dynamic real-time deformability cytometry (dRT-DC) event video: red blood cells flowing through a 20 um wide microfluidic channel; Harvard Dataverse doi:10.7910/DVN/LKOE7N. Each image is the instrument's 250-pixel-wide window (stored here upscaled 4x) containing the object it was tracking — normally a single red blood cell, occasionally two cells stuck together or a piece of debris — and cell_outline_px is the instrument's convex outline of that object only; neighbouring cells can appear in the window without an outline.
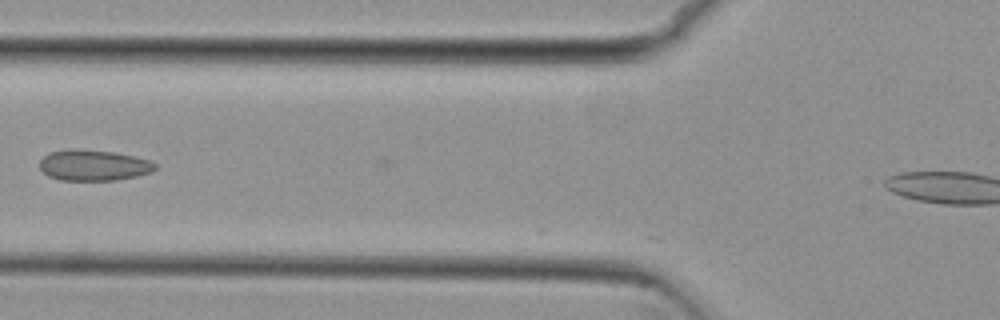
{"species": "common noctule bat (a hibernating species)", "species_latin": "Nyctalus noctula", "temperature_condition": "cold", "stored_images_in_passage": 5, "camera_frame_rate_fps": 3000, "um_per_image_px": 0.085, "animal": {"sex": "female", "body_mass_g": 29.2, "forearm_length_mm": 56.3}, "frame": {"image": 1, "passage_image": 3, "time_ms": 0.667, "image_size_px": [1000, 320], "cell_outline_px": [[156, 168], [152, 172], [136, 176], [116, 180], [60, 180], [48, 176], [40, 168], [40, 160], [48, 152], [112, 152], [132, 156], [148, 160], [156, 164]], "centroid_in_image_um": [7.98, 14.1], "position_along_channel_um": 117.8, "area_um2": 19.77}}